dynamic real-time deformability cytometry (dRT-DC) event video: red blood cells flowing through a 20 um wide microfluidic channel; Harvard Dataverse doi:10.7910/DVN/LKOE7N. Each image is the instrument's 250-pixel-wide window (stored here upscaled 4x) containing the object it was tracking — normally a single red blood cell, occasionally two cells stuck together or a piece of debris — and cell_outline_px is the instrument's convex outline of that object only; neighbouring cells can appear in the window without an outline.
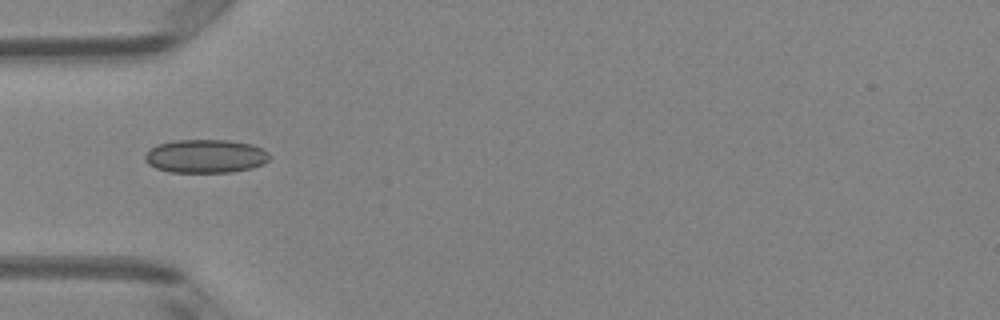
{"species": "Egyptian fruit bat (a non-hibernating species)", "species_latin": "Rousettus aegyptiacus", "temperature_condition": "room temperature", "stored_images_in_passage": 2, "camera_frame_rate_fps": 3000, "um_per_image_px": 0.085, "animal": {"sex": "female"}, "frame": {"image": 1, "passage_image": 1, "time_ms": 0.0, "image_size_px": [1000, 320], "cell_outline_px": [[272, 156], [264, 164], [252, 168], [232, 172], [168, 172], [156, 168], [148, 164], [144, 160], [144, 156], [152, 148], [160, 144], [176, 140], [228, 140], [252, 144], [268, 152]], "centroid_in_image_um": [17.5, 13.28], "position_along_channel_um": 67.5, "area_um2": 24.33}}
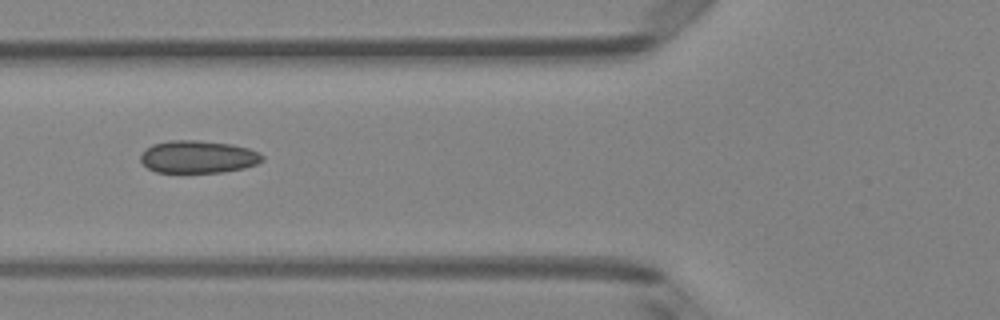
{"frame": {"image": 2, "passage_image": 2, "time_ms": 0.333, "image_size_px": [1000, 320], "cell_outline_px": [[264, 160], [256, 164], [244, 168], [224, 172], [156, 172], [148, 168], [140, 160], [140, 156], [152, 144], [172, 140], [196, 140], [232, 144], [248, 148], [260, 152], [264, 156]], "centroid_in_image_um": [16.87, 13.33], "position_along_channel_um": 108.9, "area_um2": 23.06}}